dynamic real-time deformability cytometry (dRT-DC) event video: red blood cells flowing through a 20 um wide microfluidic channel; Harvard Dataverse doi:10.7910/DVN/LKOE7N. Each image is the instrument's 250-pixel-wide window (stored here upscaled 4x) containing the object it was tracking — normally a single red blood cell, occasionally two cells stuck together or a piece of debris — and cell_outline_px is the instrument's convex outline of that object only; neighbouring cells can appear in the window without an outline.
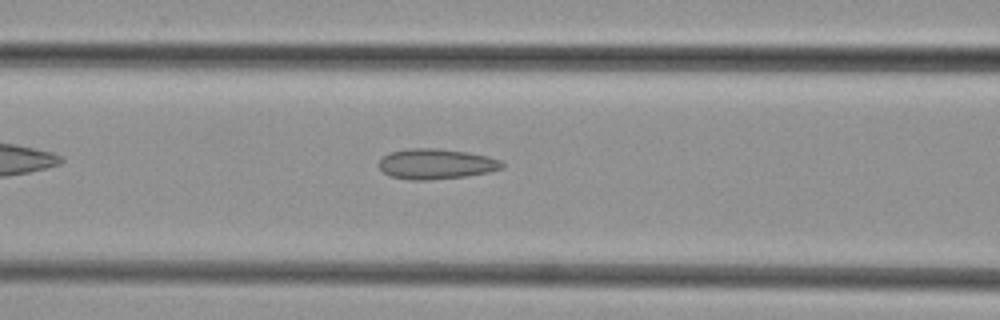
{"species": "common noctule bat (a hibernating species)", "species_latin": "Nyctalus noctula", "temperature_condition": "cold", "stored_images_in_passage": 33, "camera_frame_rate_fps": 3000, "um_per_image_px": 0.085, "animal": {"sex": "female", "body_mass_g": 29.2, "forearm_length_mm": 56.3}, "frame": {"image": 1, "passage_image": 8, "time_ms": 2.333, "image_size_px": [1000, 320], "cell_outline_px": [[504, 168], [488, 172], [464, 176], [428, 180], [408, 180], [392, 176], [384, 172], [380, 168], [380, 160], [388, 152], [408, 148], [436, 148], [468, 152], [488, 156], [500, 160], [504, 164]], "centroid_in_image_um": [37.07, 13.92], "position_along_channel_um": 129.5, "area_um2": 21.73}}
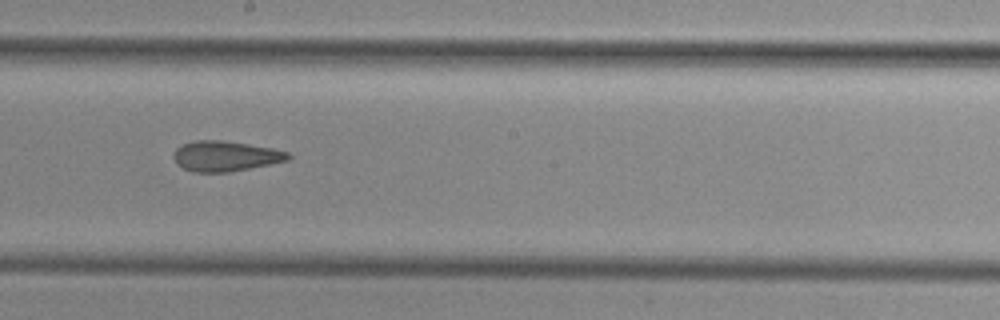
{"frame": {"image": 2, "passage_image": 15, "time_ms": 4.667, "image_size_px": [1000, 320], "cell_outline_px": [[292, 156], [288, 160], [228, 172], [192, 172], [176, 164], [172, 156], [176, 148], [184, 144], [196, 140], [220, 140], [248, 144], [272, 148], [288, 152]], "centroid_in_image_um": [19.13, 13.27], "position_along_channel_um": 229.1, "area_um2": 20.06}}
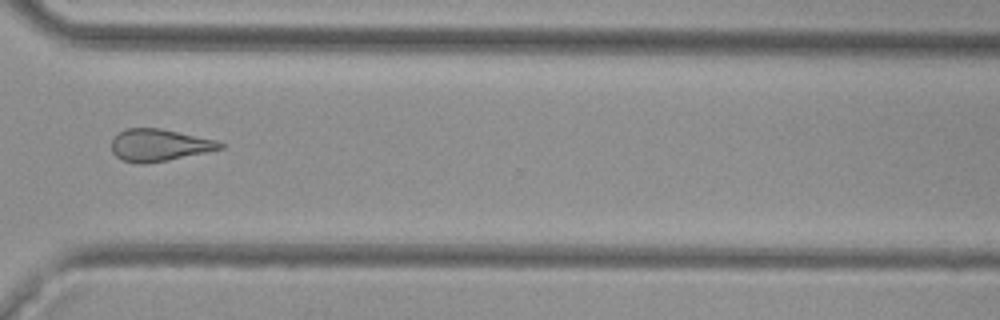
{"frame": {"image": 3, "passage_image": 24, "time_ms": 7.667, "image_size_px": [1000, 320], "cell_outline_px": [[224, 148], [168, 160], [144, 164], [136, 164], [124, 160], [116, 156], [112, 152], [112, 140], [120, 132], [128, 128], [160, 128], [216, 140], [224, 144]], "centroid_in_image_um": [13.53, 12.34], "position_along_channel_um": 357.1, "area_um2": 20.11}}